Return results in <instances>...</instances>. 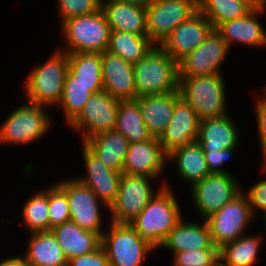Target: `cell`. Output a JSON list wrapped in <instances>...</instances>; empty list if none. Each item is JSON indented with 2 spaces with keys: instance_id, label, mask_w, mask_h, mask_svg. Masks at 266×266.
<instances>
[{
  "instance_id": "4fadbf2b",
  "label": "cell",
  "mask_w": 266,
  "mask_h": 266,
  "mask_svg": "<svg viewBox=\"0 0 266 266\" xmlns=\"http://www.w3.org/2000/svg\"><path fill=\"white\" fill-rule=\"evenodd\" d=\"M229 51L233 50L213 29L195 50L178 62L179 78L223 74Z\"/></svg>"
},
{
  "instance_id": "74e56055",
  "label": "cell",
  "mask_w": 266,
  "mask_h": 266,
  "mask_svg": "<svg viewBox=\"0 0 266 266\" xmlns=\"http://www.w3.org/2000/svg\"><path fill=\"white\" fill-rule=\"evenodd\" d=\"M49 186V221L53 227L69 222L70 211L66 193L55 183Z\"/></svg>"
},
{
  "instance_id": "9c48e42d",
  "label": "cell",
  "mask_w": 266,
  "mask_h": 266,
  "mask_svg": "<svg viewBox=\"0 0 266 266\" xmlns=\"http://www.w3.org/2000/svg\"><path fill=\"white\" fill-rule=\"evenodd\" d=\"M110 266H144L155 250L144 242L130 224L109 221L101 236Z\"/></svg>"
},
{
  "instance_id": "9a60e30c",
  "label": "cell",
  "mask_w": 266,
  "mask_h": 266,
  "mask_svg": "<svg viewBox=\"0 0 266 266\" xmlns=\"http://www.w3.org/2000/svg\"><path fill=\"white\" fill-rule=\"evenodd\" d=\"M79 144L84 163L82 170L85 171L75 178L87 185L98 199L110 208L117 199L123 172L108 168L84 143Z\"/></svg>"
},
{
  "instance_id": "b9f144b4",
  "label": "cell",
  "mask_w": 266,
  "mask_h": 266,
  "mask_svg": "<svg viewBox=\"0 0 266 266\" xmlns=\"http://www.w3.org/2000/svg\"><path fill=\"white\" fill-rule=\"evenodd\" d=\"M67 266H110V263L104 248L100 245L90 253L69 259Z\"/></svg>"
},
{
  "instance_id": "2e32d148",
  "label": "cell",
  "mask_w": 266,
  "mask_h": 266,
  "mask_svg": "<svg viewBox=\"0 0 266 266\" xmlns=\"http://www.w3.org/2000/svg\"><path fill=\"white\" fill-rule=\"evenodd\" d=\"M168 156L164 153L160 140L152 137L142 142H131L125 155L122 172L130 175H145L154 179H164V173L170 167ZM163 175V176H162Z\"/></svg>"
},
{
  "instance_id": "277c9868",
  "label": "cell",
  "mask_w": 266,
  "mask_h": 266,
  "mask_svg": "<svg viewBox=\"0 0 266 266\" xmlns=\"http://www.w3.org/2000/svg\"><path fill=\"white\" fill-rule=\"evenodd\" d=\"M59 26L62 44L55 45L59 50L69 54L103 53L108 49L111 29L102 9L64 20Z\"/></svg>"
},
{
  "instance_id": "3957f363",
  "label": "cell",
  "mask_w": 266,
  "mask_h": 266,
  "mask_svg": "<svg viewBox=\"0 0 266 266\" xmlns=\"http://www.w3.org/2000/svg\"><path fill=\"white\" fill-rule=\"evenodd\" d=\"M50 110L23 99L0 123V146L22 147L45 139L56 124Z\"/></svg>"
},
{
  "instance_id": "ba28073f",
  "label": "cell",
  "mask_w": 266,
  "mask_h": 266,
  "mask_svg": "<svg viewBox=\"0 0 266 266\" xmlns=\"http://www.w3.org/2000/svg\"><path fill=\"white\" fill-rule=\"evenodd\" d=\"M160 180L145 175L123 173L117 199L109 208L110 221L116 224H130L164 186L165 182Z\"/></svg>"
},
{
  "instance_id": "bcb514c9",
  "label": "cell",
  "mask_w": 266,
  "mask_h": 266,
  "mask_svg": "<svg viewBox=\"0 0 266 266\" xmlns=\"http://www.w3.org/2000/svg\"><path fill=\"white\" fill-rule=\"evenodd\" d=\"M262 217V221L264 222L263 224H264V230H265V233H263V234H265V236H266V213L263 215V216H261Z\"/></svg>"
},
{
  "instance_id": "e575fe53",
  "label": "cell",
  "mask_w": 266,
  "mask_h": 266,
  "mask_svg": "<svg viewBox=\"0 0 266 266\" xmlns=\"http://www.w3.org/2000/svg\"><path fill=\"white\" fill-rule=\"evenodd\" d=\"M68 68L74 74V81L103 84L101 53H69Z\"/></svg>"
},
{
  "instance_id": "52a82bcc",
  "label": "cell",
  "mask_w": 266,
  "mask_h": 266,
  "mask_svg": "<svg viewBox=\"0 0 266 266\" xmlns=\"http://www.w3.org/2000/svg\"><path fill=\"white\" fill-rule=\"evenodd\" d=\"M55 183L66 193L70 221L84 230L97 233L101 237L110 221L108 218L109 208L98 199L87 185L75 177H64ZM104 217L108 220L107 225Z\"/></svg>"
},
{
  "instance_id": "7a4b0ae2",
  "label": "cell",
  "mask_w": 266,
  "mask_h": 266,
  "mask_svg": "<svg viewBox=\"0 0 266 266\" xmlns=\"http://www.w3.org/2000/svg\"><path fill=\"white\" fill-rule=\"evenodd\" d=\"M31 67L24 82L22 81L23 99L56 109L60 103L68 68V53L57 46L45 62Z\"/></svg>"
},
{
  "instance_id": "6da1fadb",
  "label": "cell",
  "mask_w": 266,
  "mask_h": 266,
  "mask_svg": "<svg viewBox=\"0 0 266 266\" xmlns=\"http://www.w3.org/2000/svg\"><path fill=\"white\" fill-rule=\"evenodd\" d=\"M154 195L150 202L130 223L139 237L156 252L175 225L185 215L170 183Z\"/></svg>"
},
{
  "instance_id": "f546056e",
  "label": "cell",
  "mask_w": 266,
  "mask_h": 266,
  "mask_svg": "<svg viewBox=\"0 0 266 266\" xmlns=\"http://www.w3.org/2000/svg\"><path fill=\"white\" fill-rule=\"evenodd\" d=\"M103 84H83L74 81V74L68 70L60 103L56 107L63 112L65 128L80 114L84 104L93 93L103 91Z\"/></svg>"
},
{
  "instance_id": "f6af8a7d",
  "label": "cell",
  "mask_w": 266,
  "mask_h": 266,
  "mask_svg": "<svg viewBox=\"0 0 266 266\" xmlns=\"http://www.w3.org/2000/svg\"><path fill=\"white\" fill-rule=\"evenodd\" d=\"M119 1H123L125 3H129L132 5L147 7L150 4L154 3L156 0H119Z\"/></svg>"
},
{
  "instance_id": "ffe728a7",
  "label": "cell",
  "mask_w": 266,
  "mask_h": 266,
  "mask_svg": "<svg viewBox=\"0 0 266 266\" xmlns=\"http://www.w3.org/2000/svg\"><path fill=\"white\" fill-rule=\"evenodd\" d=\"M190 220H189V219ZM183 216L164 239L160 250L171 251V257L185 250L218 249L211 240L210 231L205 220L191 219Z\"/></svg>"
},
{
  "instance_id": "30bf717a",
  "label": "cell",
  "mask_w": 266,
  "mask_h": 266,
  "mask_svg": "<svg viewBox=\"0 0 266 266\" xmlns=\"http://www.w3.org/2000/svg\"><path fill=\"white\" fill-rule=\"evenodd\" d=\"M256 219L248 197L242 191L218 212L206 218L205 221L210 231L212 243L220 249L225 244L249 233L250 227L254 225Z\"/></svg>"
},
{
  "instance_id": "7402d4cb",
  "label": "cell",
  "mask_w": 266,
  "mask_h": 266,
  "mask_svg": "<svg viewBox=\"0 0 266 266\" xmlns=\"http://www.w3.org/2000/svg\"><path fill=\"white\" fill-rule=\"evenodd\" d=\"M231 116L227 114L219 118L200 120L196 141L202 147L203 152L240 148L239 125H236L235 119Z\"/></svg>"
},
{
  "instance_id": "f35d334b",
  "label": "cell",
  "mask_w": 266,
  "mask_h": 266,
  "mask_svg": "<svg viewBox=\"0 0 266 266\" xmlns=\"http://www.w3.org/2000/svg\"><path fill=\"white\" fill-rule=\"evenodd\" d=\"M260 175L259 180L254 181L250 186L245 189L243 186L242 191L247 195L249 204L253 214L257 217L263 216L266 213V163L260 164ZM264 176V177H263ZM259 213V214H258ZM262 214V215H261Z\"/></svg>"
},
{
  "instance_id": "5b68a950",
  "label": "cell",
  "mask_w": 266,
  "mask_h": 266,
  "mask_svg": "<svg viewBox=\"0 0 266 266\" xmlns=\"http://www.w3.org/2000/svg\"><path fill=\"white\" fill-rule=\"evenodd\" d=\"M225 77L223 74H212L179 78L180 96L194 109L200 120L230 114L227 111L229 97Z\"/></svg>"
},
{
  "instance_id": "d590c367",
  "label": "cell",
  "mask_w": 266,
  "mask_h": 266,
  "mask_svg": "<svg viewBox=\"0 0 266 266\" xmlns=\"http://www.w3.org/2000/svg\"><path fill=\"white\" fill-rule=\"evenodd\" d=\"M55 3L59 24L70 18L96 13L102 6V0H56Z\"/></svg>"
},
{
  "instance_id": "ac0fdd59",
  "label": "cell",
  "mask_w": 266,
  "mask_h": 266,
  "mask_svg": "<svg viewBox=\"0 0 266 266\" xmlns=\"http://www.w3.org/2000/svg\"><path fill=\"white\" fill-rule=\"evenodd\" d=\"M266 15V5L250 10L246 15L221 23L216 30L222 35L227 45L232 49L235 44L242 47L261 48L266 47V27L260 21L261 16Z\"/></svg>"
},
{
  "instance_id": "1f68e13d",
  "label": "cell",
  "mask_w": 266,
  "mask_h": 266,
  "mask_svg": "<svg viewBox=\"0 0 266 266\" xmlns=\"http://www.w3.org/2000/svg\"><path fill=\"white\" fill-rule=\"evenodd\" d=\"M155 46L147 35L111 31L107 51L120 56L126 62L135 64L143 59Z\"/></svg>"
},
{
  "instance_id": "7c38bea8",
  "label": "cell",
  "mask_w": 266,
  "mask_h": 266,
  "mask_svg": "<svg viewBox=\"0 0 266 266\" xmlns=\"http://www.w3.org/2000/svg\"><path fill=\"white\" fill-rule=\"evenodd\" d=\"M119 102L104 90L93 93L80 114L67 126L68 130L80 136V143L114 130Z\"/></svg>"
},
{
  "instance_id": "603a6c76",
  "label": "cell",
  "mask_w": 266,
  "mask_h": 266,
  "mask_svg": "<svg viewBox=\"0 0 266 266\" xmlns=\"http://www.w3.org/2000/svg\"><path fill=\"white\" fill-rule=\"evenodd\" d=\"M180 97L179 91H176L135 99L140 107L144 124L152 137L159 139L163 135L172 117L175 103Z\"/></svg>"
},
{
  "instance_id": "5bb4252c",
  "label": "cell",
  "mask_w": 266,
  "mask_h": 266,
  "mask_svg": "<svg viewBox=\"0 0 266 266\" xmlns=\"http://www.w3.org/2000/svg\"><path fill=\"white\" fill-rule=\"evenodd\" d=\"M197 10L198 0H156L146 7L147 36L155 45H160Z\"/></svg>"
},
{
  "instance_id": "4316f807",
  "label": "cell",
  "mask_w": 266,
  "mask_h": 266,
  "mask_svg": "<svg viewBox=\"0 0 266 266\" xmlns=\"http://www.w3.org/2000/svg\"><path fill=\"white\" fill-rule=\"evenodd\" d=\"M250 233L242 235L219 249L220 266H254L258 264L257 260L260 258L262 246L266 241L262 238L264 234L261 232Z\"/></svg>"
},
{
  "instance_id": "484cf974",
  "label": "cell",
  "mask_w": 266,
  "mask_h": 266,
  "mask_svg": "<svg viewBox=\"0 0 266 266\" xmlns=\"http://www.w3.org/2000/svg\"><path fill=\"white\" fill-rule=\"evenodd\" d=\"M22 256L32 266H67L65 256L51 231L29 233Z\"/></svg>"
},
{
  "instance_id": "d6a6232c",
  "label": "cell",
  "mask_w": 266,
  "mask_h": 266,
  "mask_svg": "<svg viewBox=\"0 0 266 266\" xmlns=\"http://www.w3.org/2000/svg\"><path fill=\"white\" fill-rule=\"evenodd\" d=\"M114 129L123 134L129 143L142 142L152 138L144 124L142 113L136 100L119 102Z\"/></svg>"
},
{
  "instance_id": "60d3db41",
  "label": "cell",
  "mask_w": 266,
  "mask_h": 266,
  "mask_svg": "<svg viewBox=\"0 0 266 266\" xmlns=\"http://www.w3.org/2000/svg\"><path fill=\"white\" fill-rule=\"evenodd\" d=\"M240 148H227L223 150H215L211 152H204L205 160L208 165L210 174H229L233 173L228 168L225 169V164H229V160L232 161L234 154L239 153Z\"/></svg>"
},
{
  "instance_id": "d6986e66",
  "label": "cell",
  "mask_w": 266,
  "mask_h": 266,
  "mask_svg": "<svg viewBox=\"0 0 266 266\" xmlns=\"http://www.w3.org/2000/svg\"><path fill=\"white\" fill-rule=\"evenodd\" d=\"M199 124L200 119L194 109L180 97L166 130L159 138L164 153L168 156L174 150L195 142Z\"/></svg>"
},
{
  "instance_id": "f1b7e54d",
  "label": "cell",
  "mask_w": 266,
  "mask_h": 266,
  "mask_svg": "<svg viewBox=\"0 0 266 266\" xmlns=\"http://www.w3.org/2000/svg\"><path fill=\"white\" fill-rule=\"evenodd\" d=\"M84 144L110 169L122 172L129 141L120 132L111 130L87 139Z\"/></svg>"
},
{
  "instance_id": "836d02e7",
  "label": "cell",
  "mask_w": 266,
  "mask_h": 266,
  "mask_svg": "<svg viewBox=\"0 0 266 266\" xmlns=\"http://www.w3.org/2000/svg\"><path fill=\"white\" fill-rule=\"evenodd\" d=\"M198 10L216 29L221 23L242 17L251 9L238 0H198Z\"/></svg>"
},
{
  "instance_id": "4dcf8cb0",
  "label": "cell",
  "mask_w": 266,
  "mask_h": 266,
  "mask_svg": "<svg viewBox=\"0 0 266 266\" xmlns=\"http://www.w3.org/2000/svg\"><path fill=\"white\" fill-rule=\"evenodd\" d=\"M49 185L42 189L33 190L21 206V222L27 234L50 231L49 221ZM31 194V195H30Z\"/></svg>"
},
{
  "instance_id": "ee69618b",
  "label": "cell",
  "mask_w": 266,
  "mask_h": 266,
  "mask_svg": "<svg viewBox=\"0 0 266 266\" xmlns=\"http://www.w3.org/2000/svg\"><path fill=\"white\" fill-rule=\"evenodd\" d=\"M246 4L251 10L261 8L266 5V0H238Z\"/></svg>"
},
{
  "instance_id": "8992f818",
  "label": "cell",
  "mask_w": 266,
  "mask_h": 266,
  "mask_svg": "<svg viewBox=\"0 0 266 266\" xmlns=\"http://www.w3.org/2000/svg\"><path fill=\"white\" fill-rule=\"evenodd\" d=\"M137 98L176 92L179 89L178 62L160 46L133 65Z\"/></svg>"
},
{
  "instance_id": "7bdbcfd3",
  "label": "cell",
  "mask_w": 266,
  "mask_h": 266,
  "mask_svg": "<svg viewBox=\"0 0 266 266\" xmlns=\"http://www.w3.org/2000/svg\"><path fill=\"white\" fill-rule=\"evenodd\" d=\"M21 254V255H20ZM4 256L0 260V266H32L23 256L22 253Z\"/></svg>"
},
{
  "instance_id": "d4e9b609",
  "label": "cell",
  "mask_w": 266,
  "mask_h": 266,
  "mask_svg": "<svg viewBox=\"0 0 266 266\" xmlns=\"http://www.w3.org/2000/svg\"><path fill=\"white\" fill-rule=\"evenodd\" d=\"M111 31L147 35L146 7L132 5L119 0H102Z\"/></svg>"
},
{
  "instance_id": "44dd1931",
  "label": "cell",
  "mask_w": 266,
  "mask_h": 266,
  "mask_svg": "<svg viewBox=\"0 0 266 266\" xmlns=\"http://www.w3.org/2000/svg\"><path fill=\"white\" fill-rule=\"evenodd\" d=\"M103 88L119 101L135 100L133 64L109 51L101 53Z\"/></svg>"
},
{
  "instance_id": "8fae6325",
  "label": "cell",
  "mask_w": 266,
  "mask_h": 266,
  "mask_svg": "<svg viewBox=\"0 0 266 266\" xmlns=\"http://www.w3.org/2000/svg\"><path fill=\"white\" fill-rule=\"evenodd\" d=\"M234 174H209L200 182L189 188L190 203L196 217L205 220L210 215L218 212L225 204L238 196L243 189V184Z\"/></svg>"
},
{
  "instance_id": "8d00e7d4",
  "label": "cell",
  "mask_w": 266,
  "mask_h": 266,
  "mask_svg": "<svg viewBox=\"0 0 266 266\" xmlns=\"http://www.w3.org/2000/svg\"><path fill=\"white\" fill-rule=\"evenodd\" d=\"M172 266H220L219 249L185 250L172 256Z\"/></svg>"
},
{
  "instance_id": "83f0119b",
  "label": "cell",
  "mask_w": 266,
  "mask_h": 266,
  "mask_svg": "<svg viewBox=\"0 0 266 266\" xmlns=\"http://www.w3.org/2000/svg\"><path fill=\"white\" fill-rule=\"evenodd\" d=\"M67 259L81 256L96 250L101 245V237L84 230L72 221L51 229Z\"/></svg>"
},
{
  "instance_id": "cb8c5ba5",
  "label": "cell",
  "mask_w": 266,
  "mask_h": 266,
  "mask_svg": "<svg viewBox=\"0 0 266 266\" xmlns=\"http://www.w3.org/2000/svg\"><path fill=\"white\" fill-rule=\"evenodd\" d=\"M167 164L173 165L180 180L190 188L208 176L209 170L200 144L195 141L174 150L168 155Z\"/></svg>"
},
{
  "instance_id": "e0dca14e",
  "label": "cell",
  "mask_w": 266,
  "mask_h": 266,
  "mask_svg": "<svg viewBox=\"0 0 266 266\" xmlns=\"http://www.w3.org/2000/svg\"><path fill=\"white\" fill-rule=\"evenodd\" d=\"M213 29L210 21L197 10L173 29L160 46L171 58L179 62L195 50Z\"/></svg>"
},
{
  "instance_id": "ab89813d",
  "label": "cell",
  "mask_w": 266,
  "mask_h": 266,
  "mask_svg": "<svg viewBox=\"0 0 266 266\" xmlns=\"http://www.w3.org/2000/svg\"><path fill=\"white\" fill-rule=\"evenodd\" d=\"M263 91V92H262ZM262 92V93H260ZM253 98L255 123L257 138L259 143V153H261V163H266V84Z\"/></svg>"
}]
</instances>
